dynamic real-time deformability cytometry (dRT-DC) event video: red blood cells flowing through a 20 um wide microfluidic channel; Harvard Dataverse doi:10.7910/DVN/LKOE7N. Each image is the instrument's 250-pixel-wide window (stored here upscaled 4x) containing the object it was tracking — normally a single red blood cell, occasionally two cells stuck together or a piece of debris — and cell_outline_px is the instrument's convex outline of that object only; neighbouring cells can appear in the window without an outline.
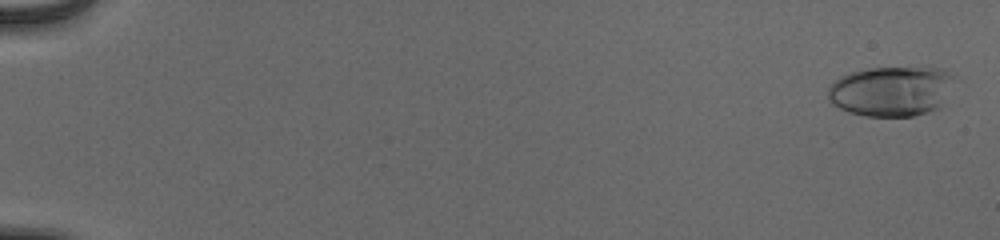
{"species": "human", "species_latin": "Homo sapiens", "temperature_condition": "cold", "stored_images_in_passage": 56, "camera_frame_rate_fps": 3000, "um_per_image_px": 0.085, "donor": {"sex": "male"}, "frame": {"image": 1, "passage_image": 2, "time_ms": 0.333, "image_size_px": [1000, 240], "cell_outline_px": [[956, 76], [940, 108], [928, 112], [912, 116], [864, 116], [848, 112], [832, 104], [828, 100], [828, 88], [840, 76], [852, 72], [868, 68], [944, 68]], "centroid_in_image_um": [75.77, 7.75], "position_along_channel_um": 9.2, "area_um2": 36.99}}
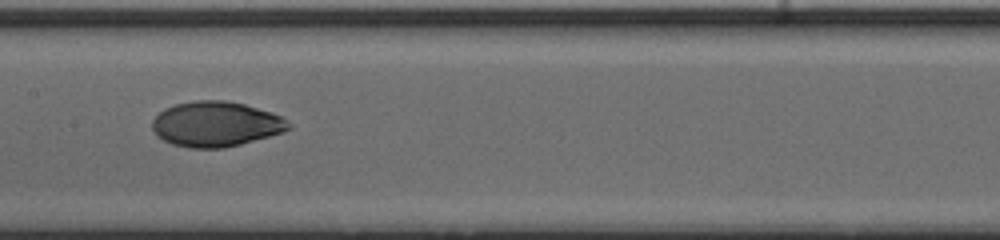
{"frame": {"image": 2, "passage_image": 31, "time_ms": 10.0, "image_size_px": [1000, 240], "cell_outline_px": [[292, 128], [284, 132], [240, 144], [224, 148], [188, 148], [172, 144], [156, 136], [152, 128], [152, 120], [164, 108], [176, 104], [196, 100], [224, 100], [244, 104], [272, 112], [288, 120], [292, 124]], "centroid_in_image_um": [18.36, 10.55], "position_along_channel_um": 189.0, "area_um2": 36.07}}
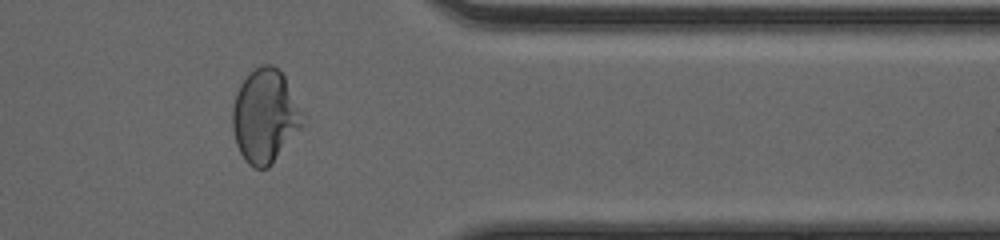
{"frame": {"image": 3, "passage_image": 47, "time_ms": 15.333, "image_size_px": [1000, 240], "cell_outline_px": [[300, 128], [272, 164], [268, 168], [252, 168], [244, 160], [236, 144], [232, 128], [232, 108], [236, 92], [240, 84], [260, 64], [272, 64], [284, 76], [300, 112]], "centroid_in_image_um": [22.45, 9.9], "position_along_channel_um": 388.9, "area_um2": 37.34}, "authors_computed_cell_mechanics": {"area_um2": 35.4314, "velocity_mm_per_s": 3.9142, "shape_relaxation_time_tau1_ms": 5.4376, "shape_relaxation_time_tau2_ms": 0.8409, "deformation_change_tau1": 0.2016, "deformation_change_tau2": 0.0378}}